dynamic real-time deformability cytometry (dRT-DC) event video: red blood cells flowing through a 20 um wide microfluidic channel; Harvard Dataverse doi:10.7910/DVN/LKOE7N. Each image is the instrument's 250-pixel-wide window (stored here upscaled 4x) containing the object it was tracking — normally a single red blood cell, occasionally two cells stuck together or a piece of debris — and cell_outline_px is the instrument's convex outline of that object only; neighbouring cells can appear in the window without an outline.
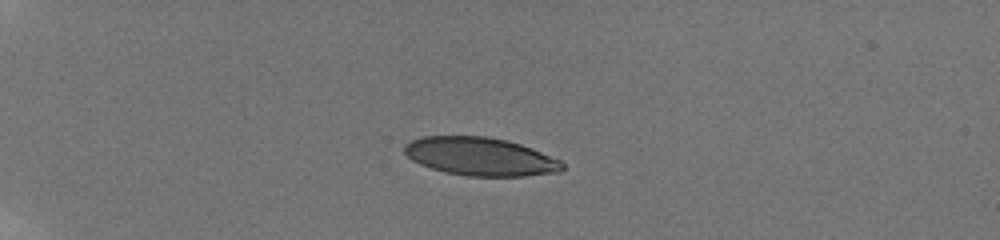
{"species": "human", "species_latin": "Homo sapiens", "temperature_condition": "room temperature", "stored_images_in_passage": 57, "camera_frame_rate_fps": 3000, "um_per_image_px": 0.085, "donor": {"sex": "male"}, "frame": {"image": 1, "passage_image": 1, "time_ms": 0.0, "image_size_px": [1000, 240], "cell_outline_px": [[564, 168], [560, 172], [524, 176], [468, 176], [444, 172], [420, 164], [412, 160], [404, 152], [404, 144], [412, 140], [424, 136], [484, 136], [504, 140], [520, 144], [560, 160], [564, 164]], "centroid_in_image_um": [40.81, 13.31], "position_along_channel_um": 44.2, "area_um2": 34.97}}
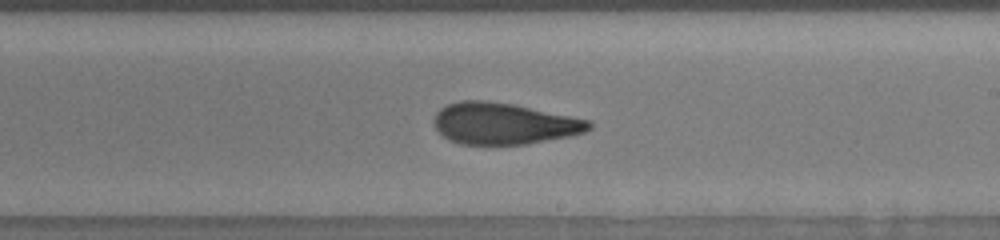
{"frame": {"image": 2, "passage_image": 35, "time_ms": 7.0, "image_size_px": [1000, 240], "cell_outline_px": [[592, 128], [584, 132], [572, 136], [528, 144], [460, 144], [448, 140], [436, 128], [432, 120], [436, 112], [440, 108], [448, 104], [460, 100], [484, 100], [512, 104], [592, 120]], "centroid_in_image_um": [42.84, 10.5], "position_along_channel_um": 246.2, "area_um2": 37.69}}
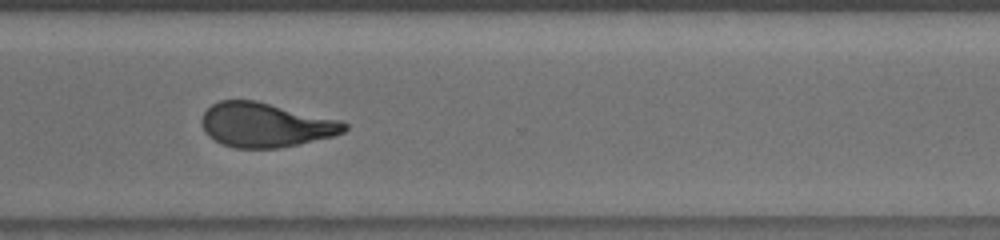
{"frame": {"image": 3, "passage_image": 56, "time_ms": 9.667, "image_size_px": [1000, 240], "cell_outline_px": [[348, 128], [344, 132], [332, 136], [280, 148], [236, 148], [224, 144], [208, 136], [204, 132], [200, 124], [200, 120], [204, 112], [212, 104], [220, 100], [256, 100], [340, 120], [348, 124]], "centroid_in_image_um": [22.54, 10.61], "position_along_channel_um": 348.1, "area_um2": 36.88}}